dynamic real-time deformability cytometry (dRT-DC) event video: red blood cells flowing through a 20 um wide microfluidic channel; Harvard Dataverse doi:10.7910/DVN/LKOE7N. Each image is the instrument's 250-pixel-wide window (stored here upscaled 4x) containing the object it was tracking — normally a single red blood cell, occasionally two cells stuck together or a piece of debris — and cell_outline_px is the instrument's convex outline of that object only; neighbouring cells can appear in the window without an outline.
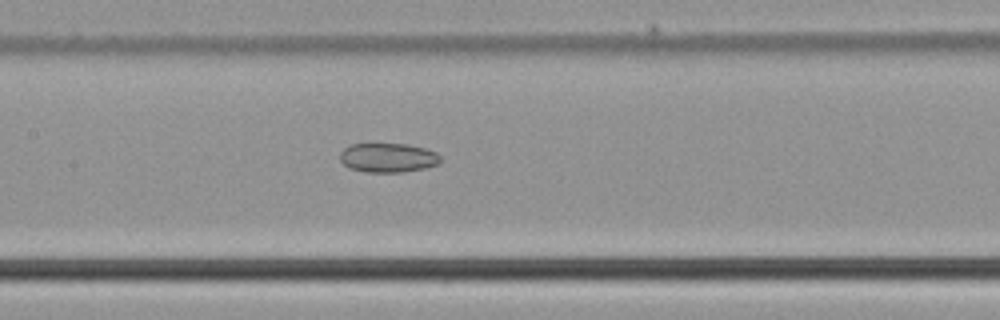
{"species": "common noctule bat (a hibernating species)", "species_latin": "Nyctalus noctula", "temperature_condition": "cold", "stored_images_in_passage": 50, "camera_frame_rate_fps": 3000, "um_per_image_px": 0.085, "animal": {"sex": "male", "body_mass_g": 21.5, "forearm_length_mm": 52.0}, "frame": {"image": 1, "passage_image": 24, "time_ms": 7.667, "image_size_px": [1000, 320], "cell_outline_px": [[440, 160], [436, 164], [424, 168], [400, 172], [368, 172], [348, 168], [340, 160], [340, 152], [348, 144], [408, 144], [424, 148], [436, 152], [440, 156]], "centroid_in_image_um": [32.94, 13.4], "position_along_channel_um": 174.5, "area_um2": 17.05}}
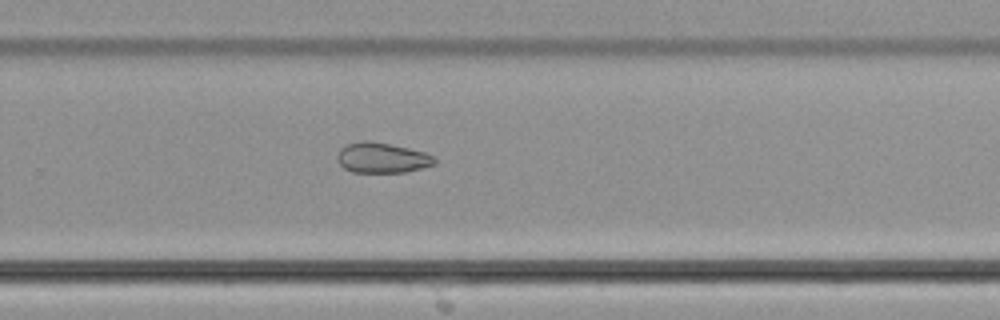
{"frame": {"image": 2, "passage_image": 33, "time_ms": 10.667, "image_size_px": [1000, 320], "cell_outline_px": [[436, 164], [404, 172], [352, 172], [344, 168], [336, 160], [336, 156], [340, 148], [348, 144], [364, 140], [368, 140], [408, 148], [424, 152], [432, 156], [436, 160]], "centroid_in_image_um": [32.43, 13.41], "position_along_channel_um": 297.4, "area_um2": 17.05}}
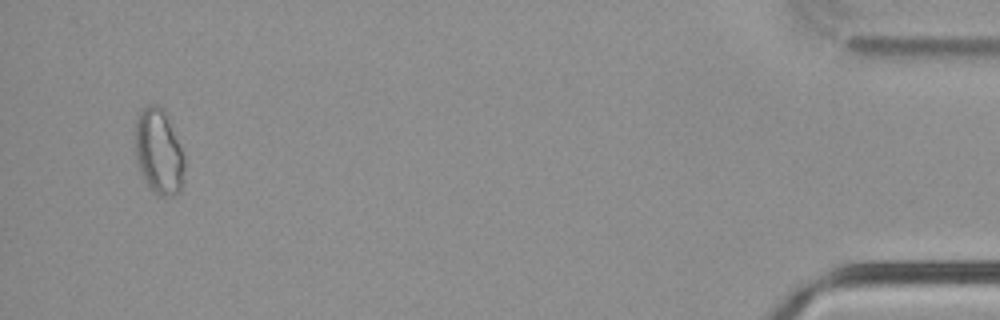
{"frame": {"image": 3, "passage_image": 48, "time_ms": 15.667, "image_size_px": [1000, 320], "cell_outline_px": [[184, 168], [180, 192], [172, 196], [160, 196], [148, 184], [140, 168], [136, 156], [136, 116], [140, 108], [148, 104], [156, 104], [164, 108], [168, 112], [184, 156]], "centroid_in_image_um": [13.52, 12.79], "position_along_channel_um": 421.7, "area_um2": 24.57}}